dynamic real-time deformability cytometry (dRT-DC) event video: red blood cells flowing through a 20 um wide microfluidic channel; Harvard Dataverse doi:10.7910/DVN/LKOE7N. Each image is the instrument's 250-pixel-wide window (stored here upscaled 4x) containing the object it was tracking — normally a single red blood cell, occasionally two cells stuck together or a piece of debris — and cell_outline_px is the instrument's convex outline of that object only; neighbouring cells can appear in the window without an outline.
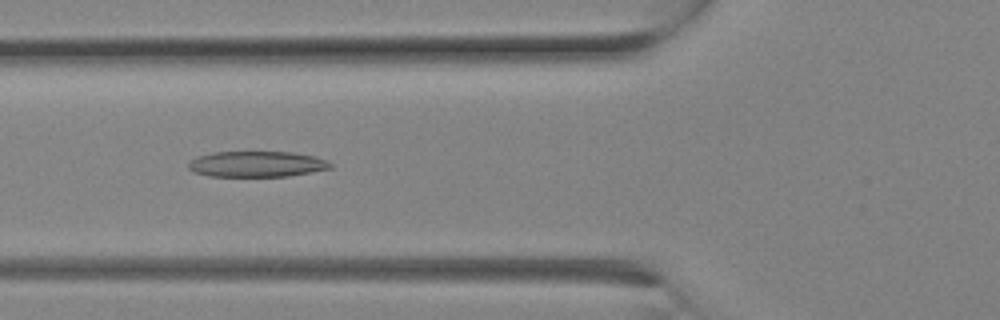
{"species": "Egyptian fruit bat (a non-hibernating species)", "species_latin": "Rousettus aegyptiacus", "temperature_condition": "room temperature", "stored_images_in_passage": 24, "camera_frame_rate_fps": 3000, "um_per_image_px": 0.085, "animal": {"sex": "female"}, "frame": {"image": 1, "passage_image": 9, "time_ms": 2.667, "image_size_px": [1000, 320], "cell_outline_px": [[332, 168], [312, 172], [288, 176], [208, 176], [192, 172], [188, 168], [188, 164], [192, 160], [200, 156], [212, 152], [292, 152], [312, 156], [328, 160], [332, 164]], "centroid_in_image_um": [21.83, 13.95], "position_along_channel_um": 104.0, "area_um2": 21.27}}
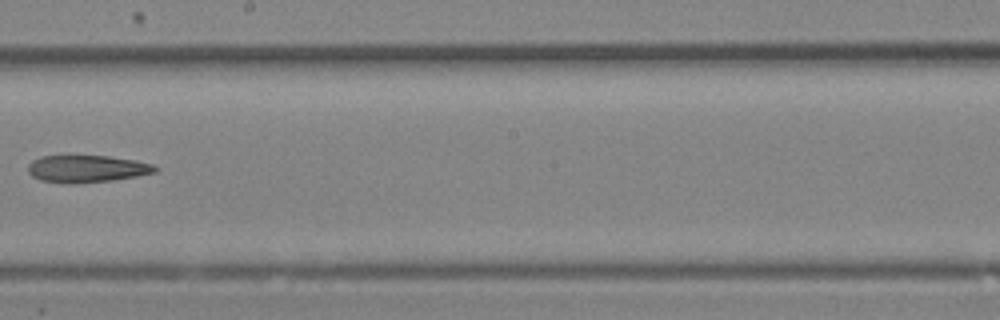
{"frame": {"image": 2, "passage_image": 14, "time_ms": 4.333, "image_size_px": [1000, 320], "cell_outline_px": [[160, 168], [156, 172], [136, 176], [112, 180], [76, 184], [68, 184], [40, 180], [32, 176], [28, 172], [28, 164], [32, 160], [40, 156], [108, 156], [136, 160], [152, 164]], "centroid_in_image_um": [7.37, 14.35], "position_along_channel_um": 240.8, "area_um2": 20.29}}
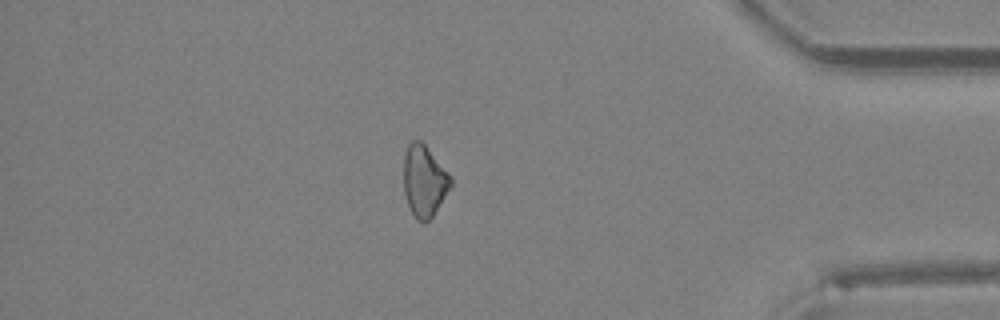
{"frame": {"image": 3, "passage_image": 21, "time_ms": 6.667, "image_size_px": [1000, 320], "cell_outline_px": [[452, 184], [432, 216], [424, 224], [416, 220], [408, 204], [404, 192], [404, 152], [408, 144], [412, 140], [420, 140], [424, 144], [452, 176]], "centroid_in_image_um": [36.05, 15.37], "position_along_channel_um": 399.2, "area_um2": 19.48}}